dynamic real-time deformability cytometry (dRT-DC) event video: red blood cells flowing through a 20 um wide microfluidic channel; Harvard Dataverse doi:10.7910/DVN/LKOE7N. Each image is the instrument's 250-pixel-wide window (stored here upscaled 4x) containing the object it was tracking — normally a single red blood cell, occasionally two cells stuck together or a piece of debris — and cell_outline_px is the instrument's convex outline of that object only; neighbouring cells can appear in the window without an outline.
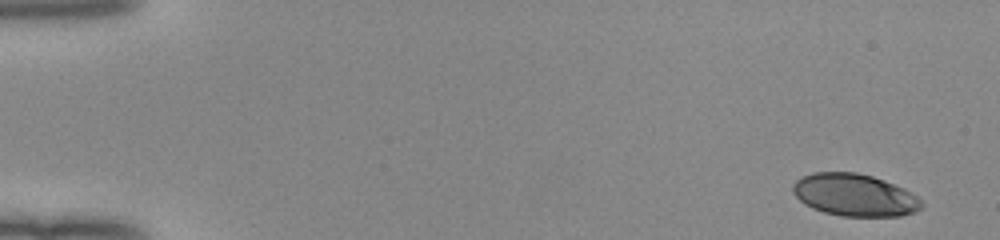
{"species": "human", "species_latin": "Homo sapiens", "temperature_condition": "room temperature", "stored_images_in_passage": 50, "camera_frame_rate_fps": 3000, "um_per_image_px": 0.085, "donor": {"sex": "female"}, "frame": {"image": 1, "passage_image": 1, "time_ms": 0.0, "image_size_px": [1000, 240], "cell_outline_px": [[924, 204], [916, 212], [900, 216], [840, 216], [824, 212], [812, 208], [804, 204], [792, 192], [792, 184], [796, 180], [812, 172], [856, 172], [872, 176], [884, 180], [904, 188], [916, 196]], "centroid_in_image_um": [72.63, 16.58], "position_along_channel_um": 12.4, "area_um2": 31.79}}
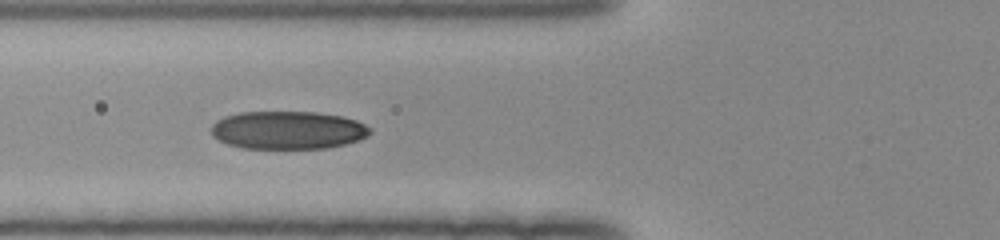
{"frame": {"image": 2, "passage_image": 19, "time_ms": 6.0, "image_size_px": [1000, 240], "cell_outline_px": [[372, 132], [368, 136], [360, 140], [344, 144], [324, 148], [244, 148], [228, 144], [212, 136], [212, 124], [216, 120], [224, 116], [240, 112], [316, 112], [340, 116], [356, 120], [372, 128]], "centroid_in_image_um": [24.48, 11.05], "position_along_channel_um": 101.3, "area_um2": 35.2}}
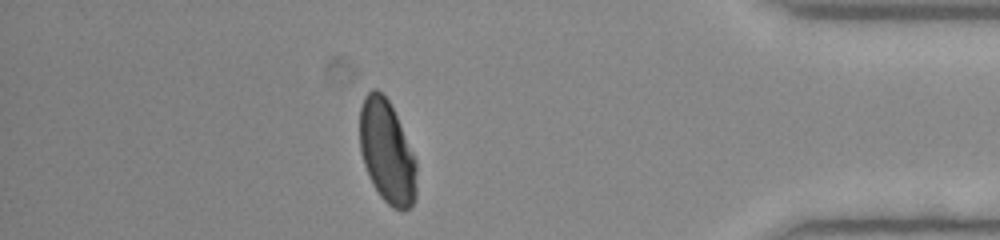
{"frame": {"image": 3, "passage_image": 44, "time_ms": 14.333, "image_size_px": [1000, 240], "cell_outline_px": [[416, 200], [404, 212], [392, 208], [380, 196], [372, 184], [368, 176], [360, 152], [360, 108], [364, 96], [372, 88], [376, 88], [388, 100], [396, 116], [416, 160]], "centroid_in_image_um": [32.88, 12.95], "position_along_channel_um": 402.3, "area_um2": 34.1}, "authors_computed_cell_mechanics": {"area_um2": 34.4199, "velocity_mm_per_s": 4.0271, "shape_relaxation_time_tau1_ms": 3.5205, "shape_relaxation_time_tau2_ms": 0.9803, "deformation_change_tau1": 0.1405, "deformation_change_tau2": 0.0565}}